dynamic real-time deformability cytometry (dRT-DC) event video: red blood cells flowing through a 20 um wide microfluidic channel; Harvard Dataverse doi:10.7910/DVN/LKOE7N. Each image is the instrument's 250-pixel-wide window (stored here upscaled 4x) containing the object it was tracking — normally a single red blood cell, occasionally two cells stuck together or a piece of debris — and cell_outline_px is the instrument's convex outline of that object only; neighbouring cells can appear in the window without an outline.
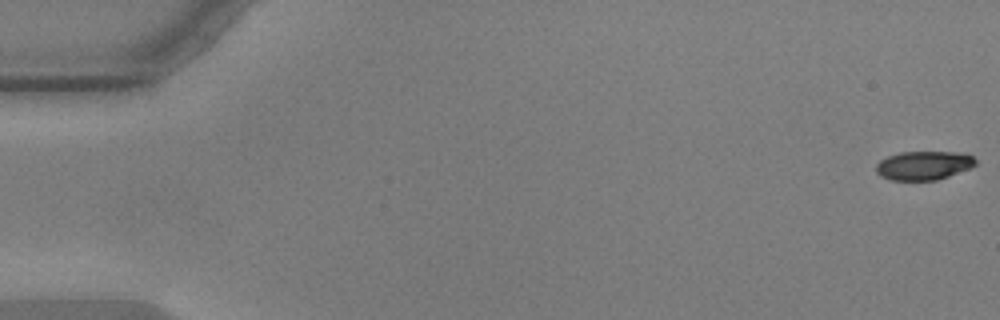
{"species": "common noctule bat (a hibernating species)", "species_latin": "Nyctalus noctula", "temperature_condition": "warm", "stored_images_in_passage": 41, "camera_frame_rate_fps": 3000, "um_per_image_px": 0.085, "animal": {"sex": "male", "body_mass_g": 17.9, "forearm_length_mm": 54.2}, "frame": {"image": 1, "passage_image": 1, "time_ms": 0.0, "image_size_px": [1000, 320], "cell_outline_px": [[976, 164], [968, 168], [948, 176], [936, 180], [888, 180], [880, 176], [876, 172], [876, 164], [880, 160], [888, 156], [900, 152], [956, 152], [972, 156], [976, 160]], "centroid_in_image_um": [78.46, 14.06], "position_along_channel_um": 6.5, "area_um2": 16.59}}
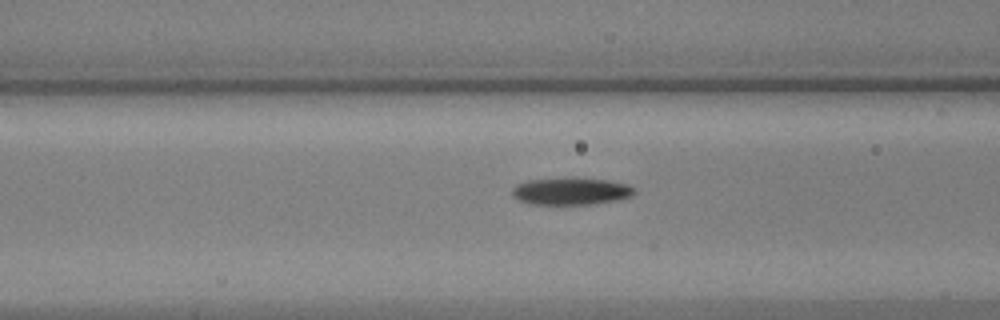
{"frame": {"image": 2, "passage_image": 23, "time_ms": 7.333, "image_size_px": [1000, 320], "cell_outline_px": [[636, 192], [632, 196], [620, 200], [592, 204], [528, 204], [516, 200], [512, 196], [512, 188], [516, 184], [528, 180], [576, 176], [608, 180], [628, 184], [636, 188]], "centroid_in_image_um": [48.55, 16.23], "position_along_channel_um": 118.1, "area_um2": 20.11}}
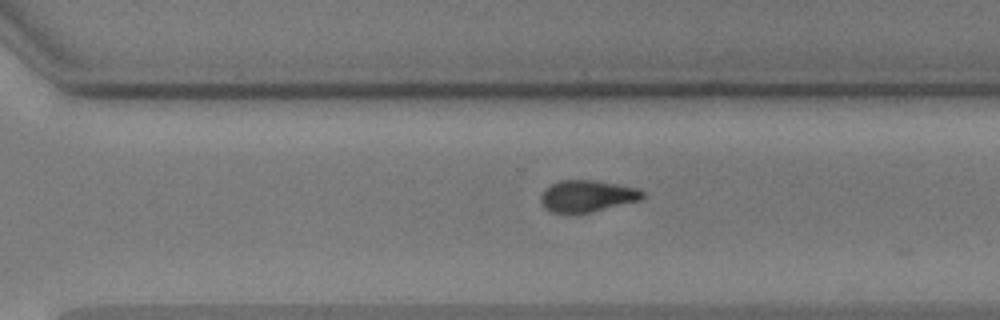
{"frame": {"image": 3, "passage_image": 40, "time_ms": 13.0, "image_size_px": [1000, 320], "cell_outline_px": [[644, 196], [640, 200], [592, 212], [552, 212], [544, 208], [540, 200], [540, 196], [544, 188], [560, 180], [592, 180], [640, 188], [644, 192]], "centroid_in_image_um": [49.9, 16.65], "position_along_channel_um": 320.7, "area_um2": 18.73}}